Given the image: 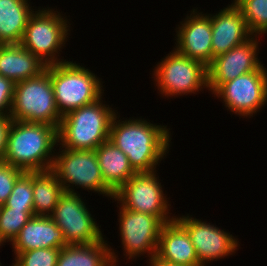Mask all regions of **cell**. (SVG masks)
<instances>
[{"label":"cell","mask_w":267,"mask_h":266,"mask_svg":"<svg viewBox=\"0 0 267 266\" xmlns=\"http://www.w3.org/2000/svg\"><path fill=\"white\" fill-rule=\"evenodd\" d=\"M132 118L119 119L117 112L110 125L109 140L127 155L136 173L155 171L171 147L170 128L142 117Z\"/></svg>","instance_id":"1"},{"label":"cell","mask_w":267,"mask_h":266,"mask_svg":"<svg viewBox=\"0 0 267 266\" xmlns=\"http://www.w3.org/2000/svg\"><path fill=\"white\" fill-rule=\"evenodd\" d=\"M58 146L57 127L11 120L2 161L27 173L51 170Z\"/></svg>","instance_id":"2"},{"label":"cell","mask_w":267,"mask_h":266,"mask_svg":"<svg viewBox=\"0 0 267 266\" xmlns=\"http://www.w3.org/2000/svg\"><path fill=\"white\" fill-rule=\"evenodd\" d=\"M99 100L62 116L58 145L71 150H95L109 140L110 125L117 110ZM105 102V103H103Z\"/></svg>","instance_id":"3"},{"label":"cell","mask_w":267,"mask_h":266,"mask_svg":"<svg viewBox=\"0 0 267 266\" xmlns=\"http://www.w3.org/2000/svg\"><path fill=\"white\" fill-rule=\"evenodd\" d=\"M50 77L56 106L62 116L104 96L102 79L79 63L69 60L50 65Z\"/></svg>","instance_id":"4"},{"label":"cell","mask_w":267,"mask_h":266,"mask_svg":"<svg viewBox=\"0 0 267 266\" xmlns=\"http://www.w3.org/2000/svg\"><path fill=\"white\" fill-rule=\"evenodd\" d=\"M12 120L28 123H44L59 128V113L50 77V65L40 75L15 83Z\"/></svg>","instance_id":"5"},{"label":"cell","mask_w":267,"mask_h":266,"mask_svg":"<svg viewBox=\"0 0 267 266\" xmlns=\"http://www.w3.org/2000/svg\"><path fill=\"white\" fill-rule=\"evenodd\" d=\"M54 10L50 7L36 9L29 18L20 43L47 66L66 61L60 59L59 53L66 46L68 32L71 31L69 19Z\"/></svg>","instance_id":"6"},{"label":"cell","mask_w":267,"mask_h":266,"mask_svg":"<svg viewBox=\"0 0 267 266\" xmlns=\"http://www.w3.org/2000/svg\"><path fill=\"white\" fill-rule=\"evenodd\" d=\"M57 150L51 171L66 192L77 193L75 189L82 188L110 199L114 197V192L104 183L95 150H71L60 146Z\"/></svg>","instance_id":"7"},{"label":"cell","mask_w":267,"mask_h":266,"mask_svg":"<svg viewBox=\"0 0 267 266\" xmlns=\"http://www.w3.org/2000/svg\"><path fill=\"white\" fill-rule=\"evenodd\" d=\"M153 69L155 86L163 97H179L208 90L207 67L179 53L175 48Z\"/></svg>","instance_id":"8"},{"label":"cell","mask_w":267,"mask_h":266,"mask_svg":"<svg viewBox=\"0 0 267 266\" xmlns=\"http://www.w3.org/2000/svg\"><path fill=\"white\" fill-rule=\"evenodd\" d=\"M166 196L155 170L135 173L114 193L113 199L124 209L154 215L166 224L176 217L171 216L172 205Z\"/></svg>","instance_id":"9"},{"label":"cell","mask_w":267,"mask_h":266,"mask_svg":"<svg viewBox=\"0 0 267 266\" xmlns=\"http://www.w3.org/2000/svg\"><path fill=\"white\" fill-rule=\"evenodd\" d=\"M84 201L78 192L65 191L50 215L62 230L67 245L94 244L104 239L101 226Z\"/></svg>","instance_id":"10"},{"label":"cell","mask_w":267,"mask_h":266,"mask_svg":"<svg viewBox=\"0 0 267 266\" xmlns=\"http://www.w3.org/2000/svg\"><path fill=\"white\" fill-rule=\"evenodd\" d=\"M213 94L221 98L226 110L251 118L267 105V69L262 64L256 71L223 83Z\"/></svg>","instance_id":"11"},{"label":"cell","mask_w":267,"mask_h":266,"mask_svg":"<svg viewBox=\"0 0 267 266\" xmlns=\"http://www.w3.org/2000/svg\"><path fill=\"white\" fill-rule=\"evenodd\" d=\"M118 223L123 256L127 259L156 255L158 240L164 223L156 216L124 209L119 205Z\"/></svg>","instance_id":"12"},{"label":"cell","mask_w":267,"mask_h":266,"mask_svg":"<svg viewBox=\"0 0 267 266\" xmlns=\"http://www.w3.org/2000/svg\"><path fill=\"white\" fill-rule=\"evenodd\" d=\"M175 220L189 234L201 266L235 254L239 249L238 239L224 229L216 227V224L214 226L207 221L193 218L190 214L176 215Z\"/></svg>","instance_id":"13"},{"label":"cell","mask_w":267,"mask_h":266,"mask_svg":"<svg viewBox=\"0 0 267 266\" xmlns=\"http://www.w3.org/2000/svg\"><path fill=\"white\" fill-rule=\"evenodd\" d=\"M257 38H260V36L253 35L246 42L213 58V61L207 67L208 90L212 94L223 83L232 81L251 71H256L262 65L258 58L261 42Z\"/></svg>","instance_id":"14"},{"label":"cell","mask_w":267,"mask_h":266,"mask_svg":"<svg viewBox=\"0 0 267 266\" xmlns=\"http://www.w3.org/2000/svg\"><path fill=\"white\" fill-rule=\"evenodd\" d=\"M191 10L176 28L175 49L186 57L208 67L212 62V25L206 13Z\"/></svg>","instance_id":"15"},{"label":"cell","mask_w":267,"mask_h":266,"mask_svg":"<svg viewBox=\"0 0 267 266\" xmlns=\"http://www.w3.org/2000/svg\"><path fill=\"white\" fill-rule=\"evenodd\" d=\"M208 15L212 25V61L253 36L240 9L233 2L215 15Z\"/></svg>","instance_id":"16"},{"label":"cell","mask_w":267,"mask_h":266,"mask_svg":"<svg viewBox=\"0 0 267 266\" xmlns=\"http://www.w3.org/2000/svg\"><path fill=\"white\" fill-rule=\"evenodd\" d=\"M15 256L39 248L61 249L66 246L63 232L50 216H33L11 242Z\"/></svg>","instance_id":"17"},{"label":"cell","mask_w":267,"mask_h":266,"mask_svg":"<svg viewBox=\"0 0 267 266\" xmlns=\"http://www.w3.org/2000/svg\"><path fill=\"white\" fill-rule=\"evenodd\" d=\"M155 256L178 265L201 266L189 234L176 220L163 225Z\"/></svg>","instance_id":"18"},{"label":"cell","mask_w":267,"mask_h":266,"mask_svg":"<svg viewBox=\"0 0 267 266\" xmlns=\"http://www.w3.org/2000/svg\"><path fill=\"white\" fill-rule=\"evenodd\" d=\"M47 65L19 44H0V75L14 83L34 78Z\"/></svg>","instance_id":"19"},{"label":"cell","mask_w":267,"mask_h":266,"mask_svg":"<svg viewBox=\"0 0 267 266\" xmlns=\"http://www.w3.org/2000/svg\"><path fill=\"white\" fill-rule=\"evenodd\" d=\"M105 239L94 244L64 246L56 266H117L119 256Z\"/></svg>","instance_id":"20"},{"label":"cell","mask_w":267,"mask_h":266,"mask_svg":"<svg viewBox=\"0 0 267 266\" xmlns=\"http://www.w3.org/2000/svg\"><path fill=\"white\" fill-rule=\"evenodd\" d=\"M95 152L104 183L114 193L136 173L127 155L110 140L100 144Z\"/></svg>","instance_id":"21"},{"label":"cell","mask_w":267,"mask_h":266,"mask_svg":"<svg viewBox=\"0 0 267 266\" xmlns=\"http://www.w3.org/2000/svg\"><path fill=\"white\" fill-rule=\"evenodd\" d=\"M34 10L29 0H0V44L21 43Z\"/></svg>","instance_id":"22"},{"label":"cell","mask_w":267,"mask_h":266,"mask_svg":"<svg viewBox=\"0 0 267 266\" xmlns=\"http://www.w3.org/2000/svg\"><path fill=\"white\" fill-rule=\"evenodd\" d=\"M34 216H50L65 192L51 171L32 172Z\"/></svg>","instance_id":"23"},{"label":"cell","mask_w":267,"mask_h":266,"mask_svg":"<svg viewBox=\"0 0 267 266\" xmlns=\"http://www.w3.org/2000/svg\"><path fill=\"white\" fill-rule=\"evenodd\" d=\"M33 216L34 210H17L0 205V246L11 243Z\"/></svg>","instance_id":"24"},{"label":"cell","mask_w":267,"mask_h":266,"mask_svg":"<svg viewBox=\"0 0 267 266\" xmlns=\"http://www.w3.org/2000/svg\"><path fill=\"white\" fill-rule=\"evenodd\" d=\"M233 3L240 9L253 35L267 34V0H233Z\"/></svg>","instance_id":"25"},{"label":"cell","mask_w":267,"mask_h":266,"mask_svg":"<svg viewBox=\"0 0 267 266\" xmlns=\"http://www.w3.org/2000/svg\"><path fill=\"white\" fill-rule=\"evenodd\" d=\"M4 205L17 210H33L32 172H25L15 182L12 193Z\"/></svg>","instance_id":"26"},{"label":"cell","mask_w":267,"mask_h":266,"mask_svg":"<svg viewBox=\"0 0 267 266\" xmlns=\"http://www.w3.org/2000/svg\"><path fill=\"white\" fill-rule=\"evenodd\" d=\"M61 249L39 248L20 252L12 266H56Z\"/></svg>","instance_id":"27"},{"label":"cell","mask_w":267,"mask_h":266,"mask_svg":"<svg viewBox=\"0 0 267 266\" xmlns=\"http://www.w3.org/2000/svg\"><path fill=\"white\" fill-rule=\"evenodd\" d=\"M4 161H0V205H3L14 188L15 182L24 174Z\"/></svg>","instance_id":"28"},{"label":"cell","mask_w":267,"mask_h":266,"mask_svg":"<svg viewBox=\"0 0 267 266\" xmlns=\"http://www.w3.org/2000/svg\"><path fill=\"white\" fill-rule=\"evenodd\" d=\"M15 83L0 75V115L9 116L14 96Z\"/></svg>","instance_id":"29"},{"label":"cell","mask_w":267,"mask_h":266,"mask_svg":"<svg viewBox=\"0 0 267 266\" xmlns=\"http://www.w3.org/2000/svg\"><path fill=\"white\" fill-rule=\"evenodd\" d=\"M9 116L0 115V161L3 160L7 148V135L11 125Z\"/></svg>","instance_id":"30"},{"label":"cell","mask_w":267,"mask_h":266,"mask_svg":"<svg viewBox=\"0 0 267 266\" xmlns=\"http://www.w3.org/2000/svg\"><path fill=\"white\" fill-rule=\"evenodd\" d=\"M148 263L150 266H183V265L170 263L164 260H159L156 256H154Z\"/></svg>","instance_id":"31"}]
</instances>
